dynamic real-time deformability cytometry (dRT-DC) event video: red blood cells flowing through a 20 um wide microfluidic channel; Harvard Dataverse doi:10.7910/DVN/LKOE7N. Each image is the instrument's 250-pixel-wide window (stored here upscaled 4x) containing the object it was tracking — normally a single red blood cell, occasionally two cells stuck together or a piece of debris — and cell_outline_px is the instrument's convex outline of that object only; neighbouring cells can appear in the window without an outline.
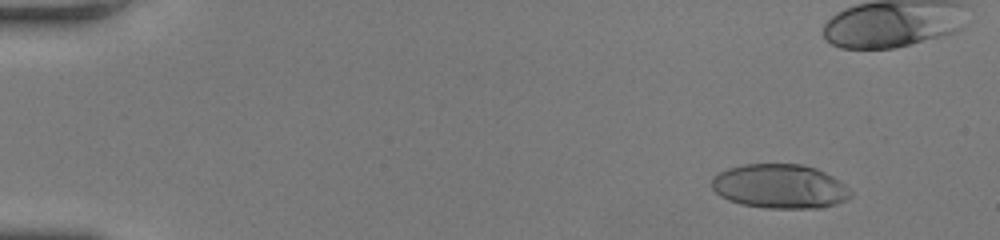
{"species": "human", "species_latin": "Homo sapiens", "temperature_condition": "room temperature", "stored_images_in_passage": 42, "camera_frame_rate_fps": 3000, "um_per_image_px": 0.085, "donor": {"sex": "female"}, "frame": {"image": 1, "passage_image": 5, "time_ms": 1.333, "image_size_px": [1000, 240], "cell_outline_px": [[852, 196], [848, 200], [836, 204], [820, 208], [764, 208], [740, 204], [728, 200], [720, 196], [712, 188], [712, 176], [728, 168], [744, 164], [800, 164], [816, 168], [832, 176], [844, 184], [852, 192]], "centroid_in_image_um": [66.29, 15.85], "position_along_channel_um": 18.7, "area_um2": 36.01}}
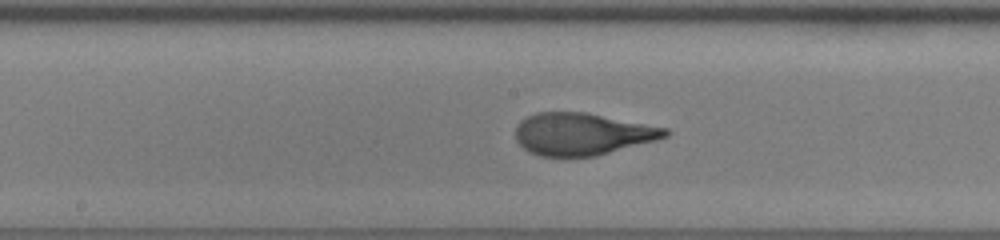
{"frame": {"image": 2, "passage_image": 27, "time_ms": 8.667, "image_size_px": [1000, 240], "cell_outline_px": [[672, 132], [668, 136], [656, 140], [596, 156], [540, 156], [528, 152], [516, 140], [516, 124], [520, 120], [536, 112], [584, 112], [668, 128]], "centroid_in_image_um": [49.48, 11.39], "position_along_channel_um": 198.7, "area_um2": 36.76}}
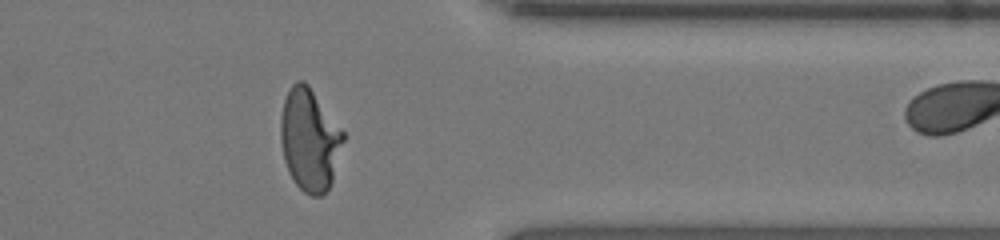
{"frame": {"image": 3, "passage_image": 41, "time_ms": 13.333, "image_size_px": [1000, 240], "cell_outline_px": [[344, 140], [332, 180], [328, 188], [320, 196], [312, 196], [304, 192], [296, 184], [288, 172], [284, 160], [280, 140], [280, 116], [284, 100], [292, 84], [296, 80], [304, 80], [308, 84], [344, 132]], "centroid_in_image_um": [26.29, 11.86], "position_along_channel_um": 385.1, "area_um2": 37.22}}